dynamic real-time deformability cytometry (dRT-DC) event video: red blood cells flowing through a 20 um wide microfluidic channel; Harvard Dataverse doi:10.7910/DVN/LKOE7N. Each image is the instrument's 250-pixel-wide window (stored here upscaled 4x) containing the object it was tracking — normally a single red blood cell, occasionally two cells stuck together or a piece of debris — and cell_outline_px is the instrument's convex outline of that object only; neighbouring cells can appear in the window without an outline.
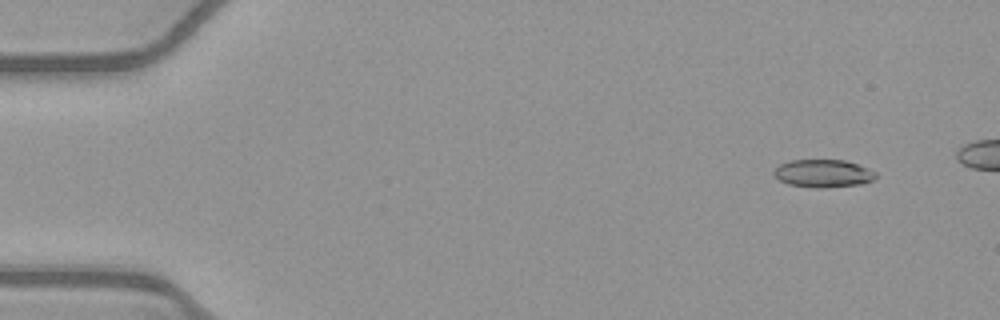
{"species": "common noctule bat (a hibernating species)", "species_latin": "Nyctalus noctula", "temperature_condition": "warm", "stored_images_in_passage": 48, "camera_frame_rate_fps": 3000, "um_per_image_px": 0.085, "animal": {"sex": "female", "body_mass_g": 21.9}, "frame": {"image": 1, "passage_image": 5, "time_ms": 1.333, "image_size_px": [1000, 320], "cell_outline_px": [[880, 176], [876, 180], [864, 184], [824, 188], [816, 188], [788, 184], [780, 180], [772, 172], [780, 164], [792, 160], [844, 160], [868, 168], [876, 172]], "centroid_in_image_um": [70.05, 14.75], "position_along_channel_um": 15.0, "area_um2": 16.7}}
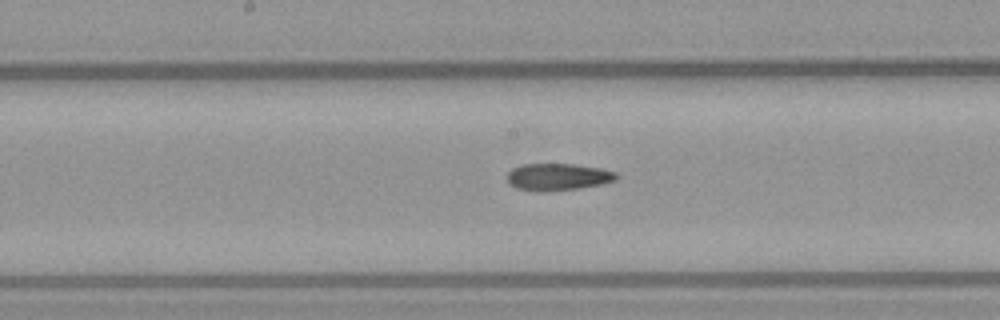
{"frame": {"image": 2, "passage_image": 28, "time_ms": 9.0, "image_size_px": [1000, 320], "cell_outline_px": [[620, 176], [616, 180], [604, 184], [580, 188], [540, 192], [516, 188], [508, 184], [508, 172], [512, 168], [524, 164], [572, 164], [600, 168], [616, 172]], "centroid_in_image_um": [47.44, 15.04], "position_along_channel_um": 200.8, "area_um2": 17.34}}
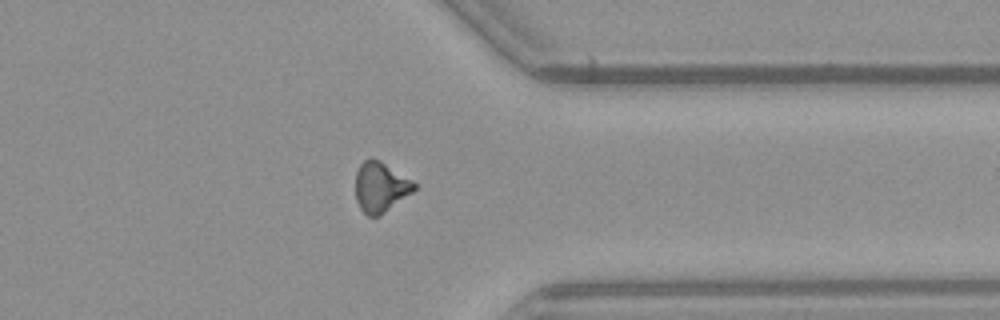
{"frame": {"image": 3, "passage_image": 42, "time_ms": 13.667, "image_size_px": [1000, 320], "cell_outline_px": [[416, 188], [412, 192], [380, 216], [368, 216], [360, 208], [356, 200], [356, 172], [360, 164], [364, 160], [380, 160], [412, 180], [416, 184]], "centroid_in_image_um": [32.34, 15.91], "position_along_channel_um": 379.1, "area_um2": 16.94}}